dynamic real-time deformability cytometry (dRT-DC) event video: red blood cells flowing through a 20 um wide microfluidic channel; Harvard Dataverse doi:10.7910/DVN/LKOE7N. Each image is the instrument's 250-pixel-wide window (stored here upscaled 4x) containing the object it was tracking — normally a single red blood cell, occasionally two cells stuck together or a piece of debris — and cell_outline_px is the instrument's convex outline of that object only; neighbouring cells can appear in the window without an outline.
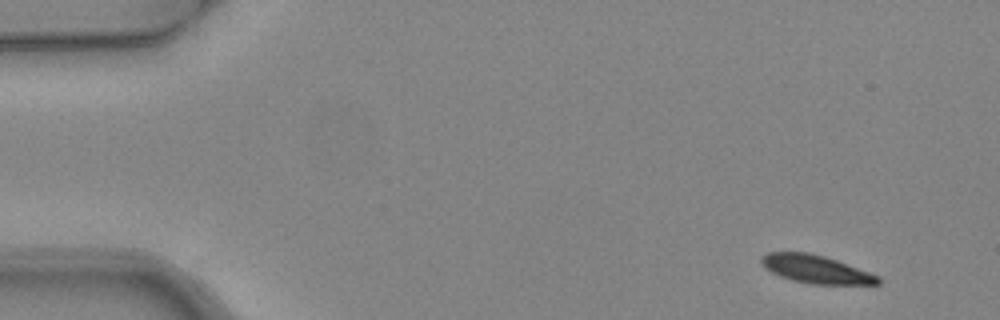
{"species": "common noctule bat (a hibernating species)", "species_latin": "Nyctalus noctula", "temperature_condition": "warm", "stored_images_in_passage": 4, "camera_frame_rate_fps": 3000, "um_per_image_px": 0.085, "animal": {"sex": "female", "body_mass_g": 24.6, "forearm_length_mm": 56.2}, "frame": {"image": 1, "passage_image": 1, "time_ms": 0.0, "image_size_px": [1000, 320], "cell_outline_px": [[880, 284], [812, 284], [792, 280], [780, 276], [764, 268], [760, 260], [760, 256], [768, 252], [808, 252], [824, 256], [836, 260], [880, 276]], "centroid_in_image_um": [69.32, 22.87], "position_along_channel_um": 15.7, "area_um2": 19.02}}
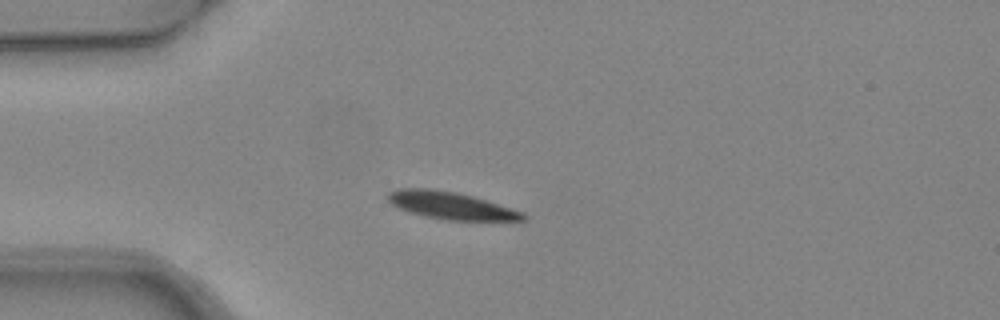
{"frame": {"image": 2, "passage_image": 4, "time_ms": 1.0, "image_size_px": [1000, 320], "cell_outline_px": [[528, 216], [524, 220], [444, 220], [424, 216], [400, 208], [392, 204], [388, 200], [388, 192], [400, 188], [428, 188], [456, 192], [472, 196], [524, 212]], "centroid_in_image_um": [38.33, 17.47], "position_along_channel_um": 46.7, "area_um2": 21.27}}